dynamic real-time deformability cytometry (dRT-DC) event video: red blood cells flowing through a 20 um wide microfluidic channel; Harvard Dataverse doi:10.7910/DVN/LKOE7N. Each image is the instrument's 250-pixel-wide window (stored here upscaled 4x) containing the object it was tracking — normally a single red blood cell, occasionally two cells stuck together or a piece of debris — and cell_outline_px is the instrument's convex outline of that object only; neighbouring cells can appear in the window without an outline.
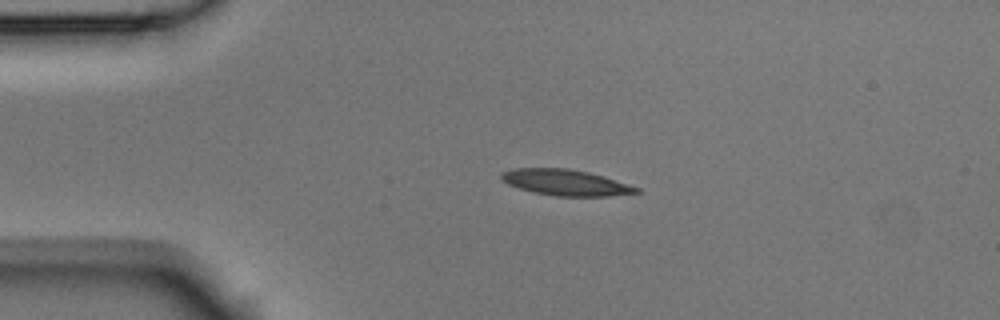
{"species": "Egyptian fruit bat (a non-hibernating species)", "species_latin": "Rousettus aegyptiacus", "temperature_condition": "room temperature", "stored_images_in_passage": 2, "camera_frame_rate_fps": 3000, "um_per_image_px": 0.085, "animal": {"sex": "male"}, "frame": {"image": 1, "passage_image": 1, "time_ms": 0.0, "image_size_px": [1000, 320], "cell_outline_px": [[640, 192], [608, 196], [556, 196], [536, 192], [520, 188], [508, 184], [500, 176], [504, 172], [516, 168], [568, 168], [588, 172], [604, 176], [640, 188]], "centroid_in_image_um": [48.12, 15.51], "position_along_channel_um": 36.9, "area_um2": 20.11}}